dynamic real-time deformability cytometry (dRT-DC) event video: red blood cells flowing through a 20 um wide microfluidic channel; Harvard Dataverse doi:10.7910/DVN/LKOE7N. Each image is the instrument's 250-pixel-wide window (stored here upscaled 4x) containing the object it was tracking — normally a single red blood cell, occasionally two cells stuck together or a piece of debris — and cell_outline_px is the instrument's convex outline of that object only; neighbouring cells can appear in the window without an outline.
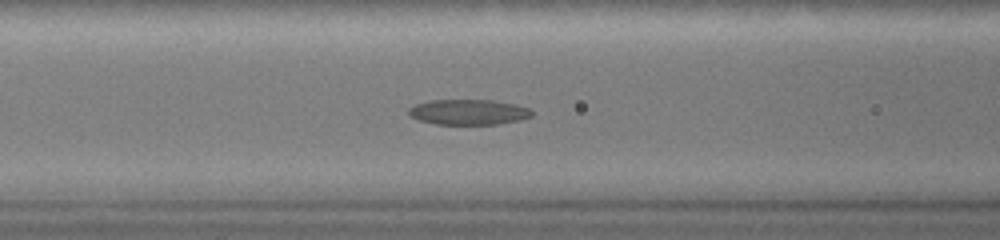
{"species": "common noctule bat (a hibernating species)", "species_latin": "Nyctalus noctula", "temperature_condition": "warm", "stored_images_in_passage": 50, "segment_of_instrument_passage": [1, 2], "camera_frame_rate_fps": 3000, "um_per_image_px": 0.085, "animal": {"sex": "female", "body_mass_g": 19.0, "forearm_length_mm": 51.5}, "frame": {"image": 1, "passage_image": 20, "time_ms": 6.333, "image_size_px": [1000, 240], "cell_outline_px": [[532, 116], [516, 120], [496, 124], [436, 124], [420, 120], [412, 116], [408, 112], [408, 108], [416, 104], [432, 100], [492, 100], [512, 104], [528, 108], [532, 112]], "centroid_in_image_um": [39.79, 9.52], "position_along_channel_um": 126.8, "area_um2": 17.8}}
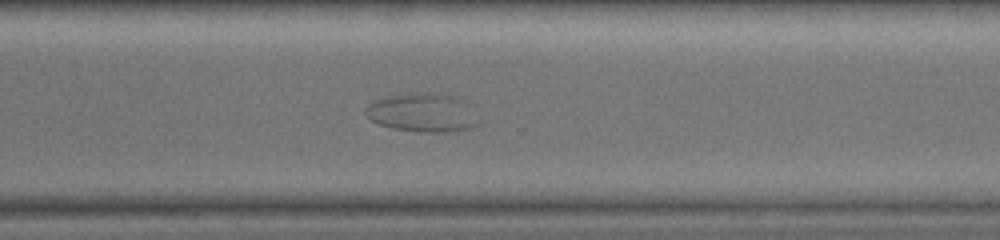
{"frame": {"image": 2, "passage_image": 36, "time_ms": 11.667, "image_size_px": [1000, 240], "cell_outline_px": [[476, 124], [468, 128], [448, 132], [420, 132], [392, 128], [380, 124], [372, 120], [364, 112], [368, 104], [376, 100], [392, 96], [428, 92], [440, 92], [456, 96], [468, 100], [472, 104]], "centroid_in_image_um": [35.96, 9.56], "position_along_channel_um": 334.6, "area_um2": 25.37}}
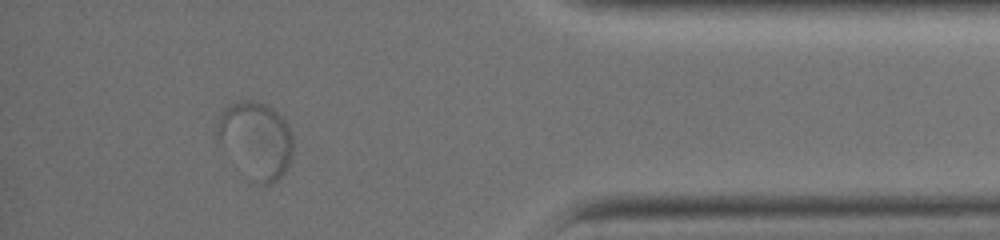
{"frame": {"image": 3, "passage_image": 44, "time_ms": 14.333, "image_size_px": [1000, 240], "cell_outline_px": [[292, 156], [284, 172], [276, 180], [268, 184], [256, 184], [252, 180], [216, 136], [216, 116], [228, 104], [240, 100], [252, 100], [268, 104], [288, 124], [292, 132]], "centroid_in_image_um": [21.75, 11.82], "position_along_channel_um": 413.4, "area_um2": 33.47}}